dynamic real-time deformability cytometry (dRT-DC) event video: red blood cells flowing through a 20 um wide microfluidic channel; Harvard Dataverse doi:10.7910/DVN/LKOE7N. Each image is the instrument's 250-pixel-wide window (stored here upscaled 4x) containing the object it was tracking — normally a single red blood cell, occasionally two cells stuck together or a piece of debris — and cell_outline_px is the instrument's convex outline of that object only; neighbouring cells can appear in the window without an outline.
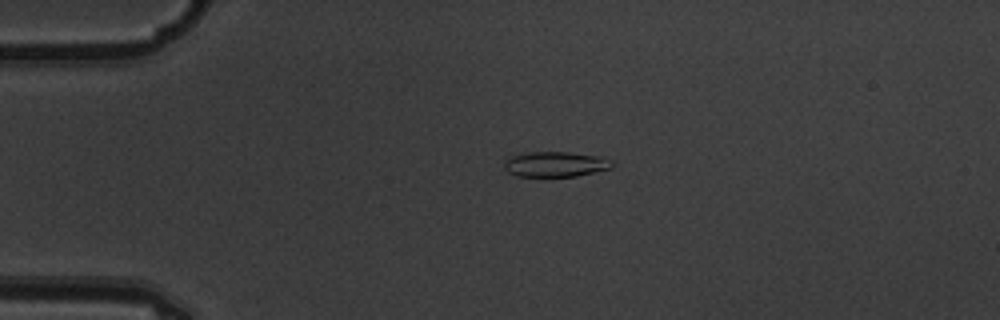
{"species": "common noctule bat (a hibernating species)", "species_latin": "Nyctalus noctula", "temperature_condition": "warm", "stored_images_in_passage": 3, "camera_frame_rate_fps": 3000, "um_per_image_px": 0.085, "animal": {"sex": "male", "body_mass_g": 19.5, "forearm_length_mm": 54.6}, "frame": {"image": 1, "passage_image": 2, "time_ms": 0.333, "image_size_px": [1000, 320], "cell_outline_px": [[612, 168], [576, 176], [520, 176], [508, 172], [504, 168], [504, 160], [508, 156], [528, 152], [568, 152], [600, 156], [612, 160]], "centroid_in_image_um": [47.19, 13.95], "position_along_channel_um": 37.8, "area_um2": 15.9}}